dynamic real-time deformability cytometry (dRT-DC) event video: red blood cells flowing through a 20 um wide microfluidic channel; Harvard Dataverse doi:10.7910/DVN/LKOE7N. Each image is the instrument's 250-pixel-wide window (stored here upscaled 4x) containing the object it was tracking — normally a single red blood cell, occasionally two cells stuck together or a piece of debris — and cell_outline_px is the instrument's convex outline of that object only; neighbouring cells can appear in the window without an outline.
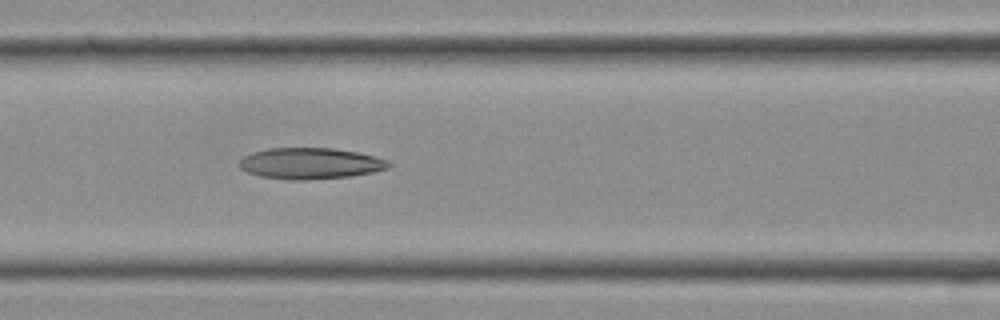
{"species": "Egyptian fruit bat (a non-hibernating species)", "species_latin": "Rousettus aegyptiacus", "temperature_condition": "cold", "stored_images_in_passage": 11, "camera_frame_rate_fps": 3000, "um_per_image_px": 0.085, "frame": {"image": 1, "passage_image": 11, "time_ms": 3.333, "image_size_px": [1000, 320], "cell_outline_px": [[392, 164], [388, 168], [372, 172], [352, 176], [308, 180], [292, 180], [260, 176], [248, 172], [240, 168], [240, 160], [244, 156], [252, 152], [268, 148], [332, 148], [356, 152], [376, 156], [388, 160]], "centroid_in_image_um": [26.4, 13.89], "position_along_channel_um": 140.2, "area_um2": 27.17}}